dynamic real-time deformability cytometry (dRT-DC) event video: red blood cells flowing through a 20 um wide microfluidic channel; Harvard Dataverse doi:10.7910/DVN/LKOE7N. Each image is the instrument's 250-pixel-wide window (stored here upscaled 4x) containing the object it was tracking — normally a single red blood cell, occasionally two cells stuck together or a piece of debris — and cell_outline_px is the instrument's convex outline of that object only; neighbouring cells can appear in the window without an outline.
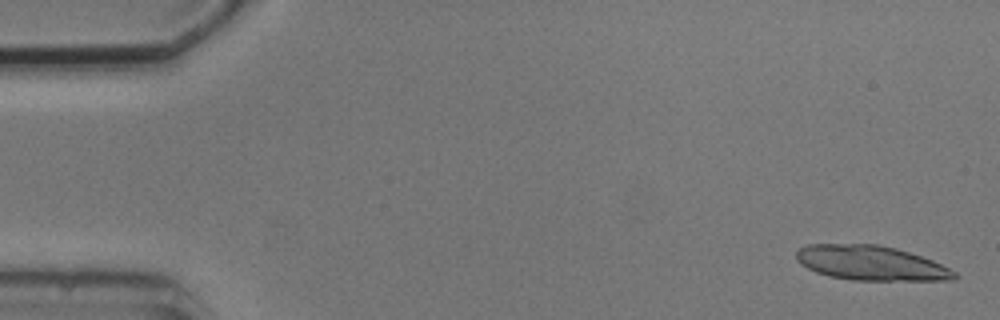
{"species": "common noctule bat (a hibernating species)", "species_latin": "Nyctalus noctula", "temperature_condition": "cold", "stored_images_in_passage": 4, "segment_of_instrument_passage": [2, 2], "camera_frame_rate_fps": 3000, "um_per_image_px": 0.085, "animal": {"sex": "male", "body_mass_g": 20.5, "forearm_length_mm": 52.5}, "frame": {"image": 1, "passage_image": 4, "time_ms": 4.667, "image_size_px": [1000, 320], "cell_outline_px": [[956, 280], [852, 280], [832, 276], [816, 272], [800, 264], [796, 260], [796, 252], [800, 248], [808, 244], [876, 244], [896, 248], [932, 260], [956, 272]], "centroid_in_image_um": [74.0, 22.35], "position_along_channel_um": 11.0, "area_um2": 31.73}}